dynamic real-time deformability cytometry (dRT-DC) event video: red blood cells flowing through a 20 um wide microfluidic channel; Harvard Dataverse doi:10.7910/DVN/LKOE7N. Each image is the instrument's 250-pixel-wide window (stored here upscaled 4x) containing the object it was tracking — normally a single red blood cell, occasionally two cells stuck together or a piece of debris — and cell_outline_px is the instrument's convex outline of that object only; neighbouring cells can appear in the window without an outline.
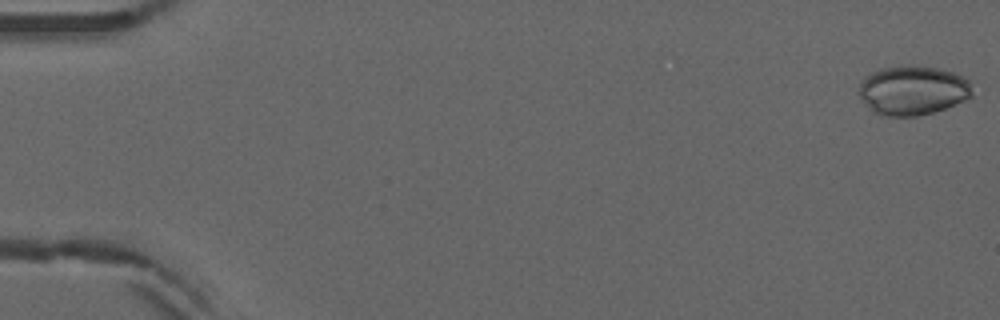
{"species": "common noctule bat (a hibernating species)", "species_latin": "Nyctalus noctula", "temperature_condition": "warm", "stored_images_in_passage": 27, "camera_frame_rate_fps": 3000, "um_per_image_px": 0.085, "animal": {"sex": "male", "forearm_length_mm": 52.5}, "frame": {"image": 1, "passage_image": 1, "time_ms": 0.0, "image_size_px": [1000, 320], "cell_outline_px": [[972, 96], [964, 100], [944, 108], [932, 112], [916, 116], [880, 116], [872, 112], [860, 100], [856, 92], [860, 80], [864, 76], [880, 68], [900, 64], [936, 68], [952, 72], [964, 76], [968, 80], [972, 92]], "centroid_in_image_um": [77.48, 7.67], "position_along_channel_um": 7.5, "area_um2": 33.12}}
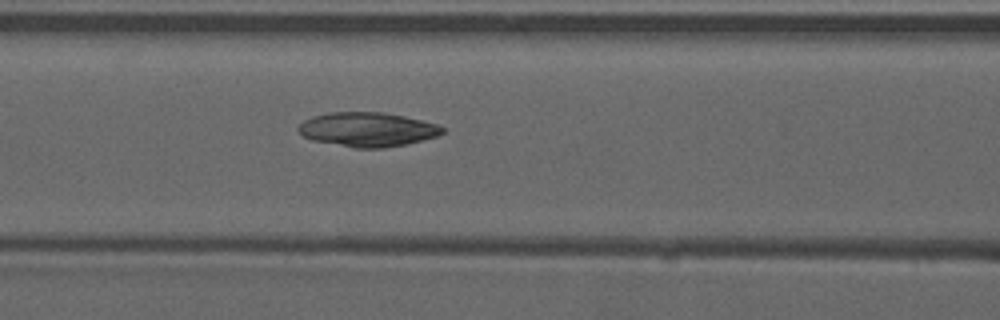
{"frame": {"image": 2, "passage_image": 23, "time_ms": 7.333, "image_size_px": [1000, 320], "cell_outline_px": [[444, 132], [436, 136], [408, 144], [384, 148], [352, 148], [312, 140], [304, 136], [296, 128], [304, 120], [312, 116], [328, 112], [380, 112], [404, 116], [436, 124], [444, 128]], "centroid_in_image_um": [31.2, 11.01], "position_along_channel_um": 135.4, "area_um2": 28.78}}
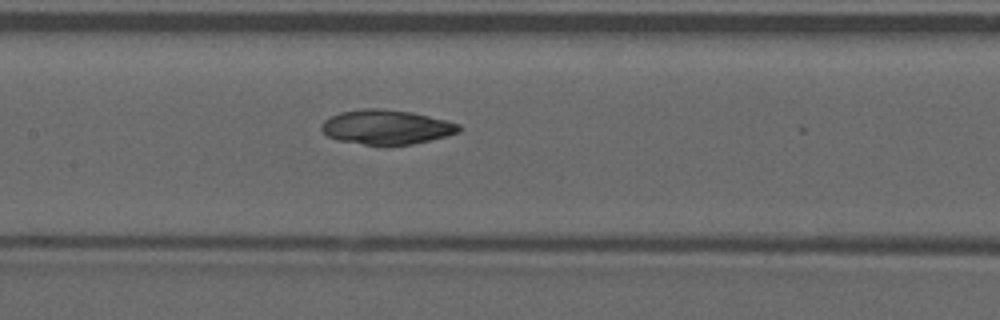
{"frame": {"image": 3, "passage_image": 26, "time_ms": 8.333, "image_size_px": [1000, 320], "cell_outline_px": [[464, 128], [460, 132], [412, 144], [384, 148], [380, 148], [336, 140], [328, 136], [320, 128], [320, 124], [324, 120], [340, 112], [364, 108], [380, 108], [412, 112], [460, 124]], "centroid_in_image_um": [32.81, 10.84], "position_along_channel_um": 174.6, "area_um2": 28.32}}